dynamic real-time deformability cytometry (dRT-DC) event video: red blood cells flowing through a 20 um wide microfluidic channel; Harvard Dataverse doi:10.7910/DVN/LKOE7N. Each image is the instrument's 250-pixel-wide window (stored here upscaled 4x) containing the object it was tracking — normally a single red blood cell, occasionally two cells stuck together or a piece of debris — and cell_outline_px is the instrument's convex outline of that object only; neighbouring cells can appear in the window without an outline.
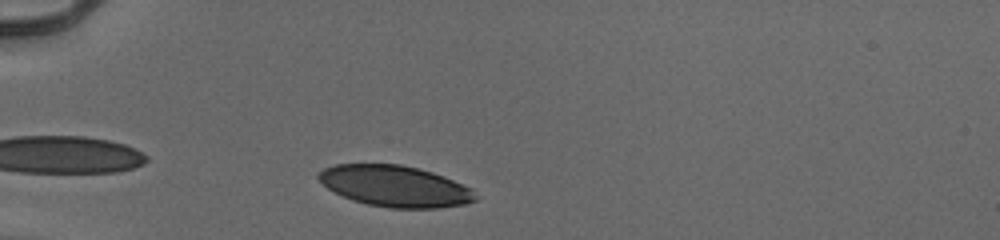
{"species": "human", "species_latin": "Homo sapiens", "temperature_condition": "cold", "stored_images_in_passage": 33, "camera_frame_rate_fps": 3000, "um_per_image_px": 0.085, "donor": {"sex": "male"}, "frame": {"image": 1, "passage_image": 4, "time_ms": 1.0, "image_size_px": [1000, 240], "cell_outline_px": [[476, 200], [464, 204], [436, 208], [388, 208], [368, 204], [352, 200], [328, 188], [316, 176], [324, 168], [336, 164], [400, 164], [432, 172], [444, 176], [472, 188], [476, 196]], "centroid_in_image_um": [33.59, 15.82], "position_along_channel_um": 51.4, "area_um2": 37.4}}
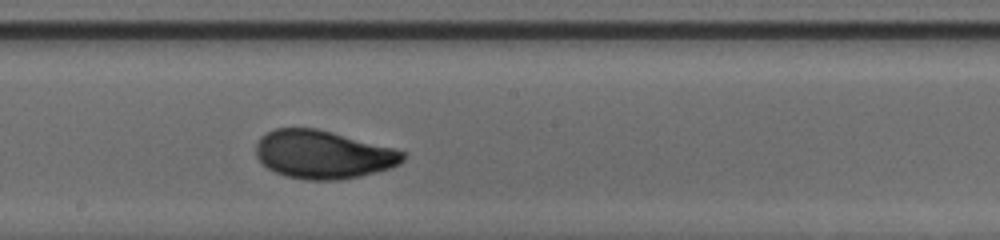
{"frame": {"image": 2, "passage_image": 19, "time_ms": 6.0, "image_size_px": [1000, 240], "cell_outline_px": [[404, 160], [400, 164], [388, 168], [360, 176], [340, 180], [308, 180], [284, 176], [268, 168], [256, 156], [256, 144], [260, 136], [276, 128], [316, 128], [332, 132], [392, 148], [404, 152]], "centroid_in_image_um": [27.43, 13.14], "position_along_channel_um": 220.8, "area_um2": 40.98}}
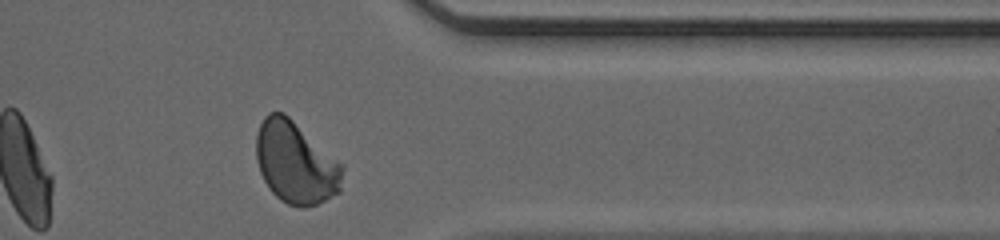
{"frame": {"image": 3, "passage_image": 32, "time_ms": 10.333, "image_size_px": [1000, 240], "cell_outline_px": [[344, 168], [340, 192], [316, 204], [304, 208], [300, 208], [288, 204], [280, 200], [272, 192], [264, 180], [260, 172], [256, 160], [256, 132], [264, 116], [268, 112], [284, 112], [344, 164]], "centroid_in_image_um": [25.14, 13.82], "position_along_channel_um": 386.3, "area_um2": 41.67}, "authors_computed_cell_mechanics": {"area_um2": 40.4022, "velocity_mm_per_s": 3.9373, "shape_relaxation_time_tau1_ms": 2.6743, "shape_relaxation_time_tau2_ms": null, "deformation_change_tau1": 0.1288, "deformation_change_tau2": null}}